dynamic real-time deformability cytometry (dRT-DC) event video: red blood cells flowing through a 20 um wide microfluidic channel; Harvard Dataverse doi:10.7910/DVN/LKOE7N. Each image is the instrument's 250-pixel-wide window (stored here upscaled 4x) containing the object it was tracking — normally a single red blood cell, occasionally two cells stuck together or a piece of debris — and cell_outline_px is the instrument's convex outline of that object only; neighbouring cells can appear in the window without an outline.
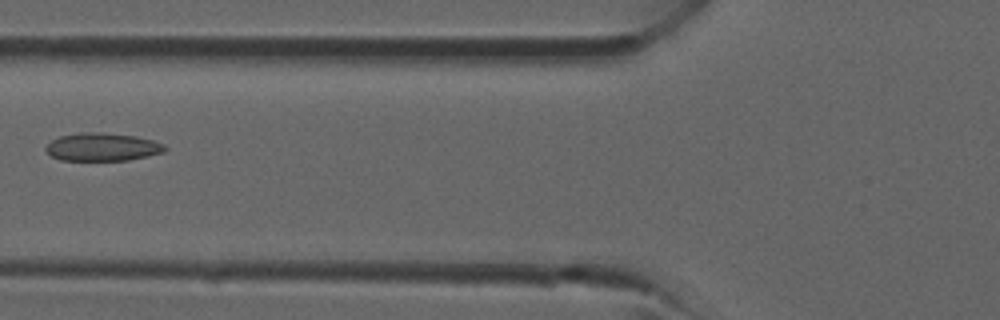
{"species": "common noctule bat (a hibernating species)", "species_latin": "Nyctalus noctula", "temperature_condition": "room temperature", "stored_images_in_passage": 39, "camera_frame_rate_fps": 3000, "um_per_image_px": 0.085, "animal": {"sex": "male", "forearm_length_mm": 52.5}, "frame": {"image": 1, "passage_image": 15, "time_ms": 4.667, "image_size_px": [1000, 320], "cell_outline_px": [[168, 148], [164, 152], [148, 156], [128, 160], [60, 160], [52, 156], [44, 148], [52, 140], [60, 136], [80, 132], [100, 132], [136, 136], [152, 140], [164, 144]], "centroid_in_image_um": [8.72, 12.49], "position_along_channel_um": 117.1, "area_um2": 19.42}}
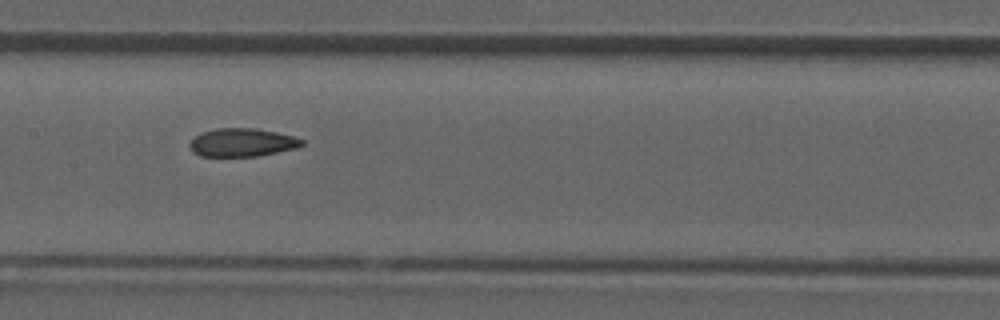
{"frame": {"image": 2, "passage_image": 19, "time_ms": 6.0, "image_size_px": [1000, 320], "cell_outline_px": [[304, 144], [300, 148], [256, 156], [200, 156], [192, 152], [188, 148], [188, 144], [200, 132], [216, 128], [256, 128], [276, 132], [292, 136], [304, 140]], "centroid_in_image_um": [20.57, 12.11], "position_along_channel_um": 186.8, "area_um2": 18.67}}
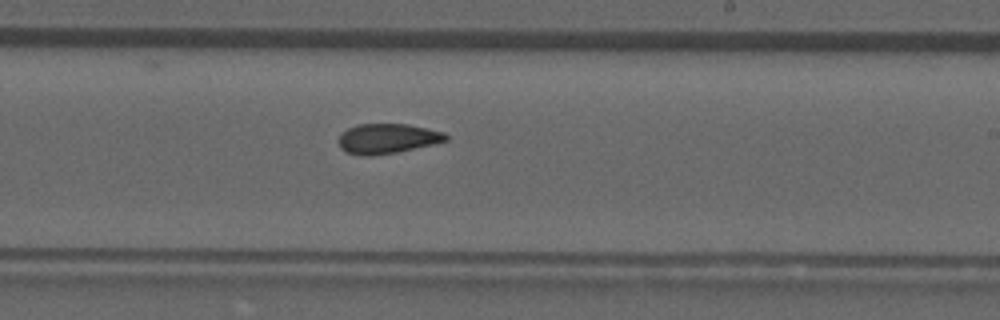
{"frame": {"image": 3, "passage_image": 23, "time_ms": 7.333, "image_size_px": [1000, 320], "cell_outline_px": [[448, 140], [436, 144], [396, 152], [372, 156], [364, 156], [344, 152], [340, 148], [340, 136], [348, 128], [360, 124], [408, 124], [444, 132], [448, 136]], "centroid_in_image_um": [32.96, 11.79], "position_along_channel_um": 256.0, "area_um2": 18.67}}